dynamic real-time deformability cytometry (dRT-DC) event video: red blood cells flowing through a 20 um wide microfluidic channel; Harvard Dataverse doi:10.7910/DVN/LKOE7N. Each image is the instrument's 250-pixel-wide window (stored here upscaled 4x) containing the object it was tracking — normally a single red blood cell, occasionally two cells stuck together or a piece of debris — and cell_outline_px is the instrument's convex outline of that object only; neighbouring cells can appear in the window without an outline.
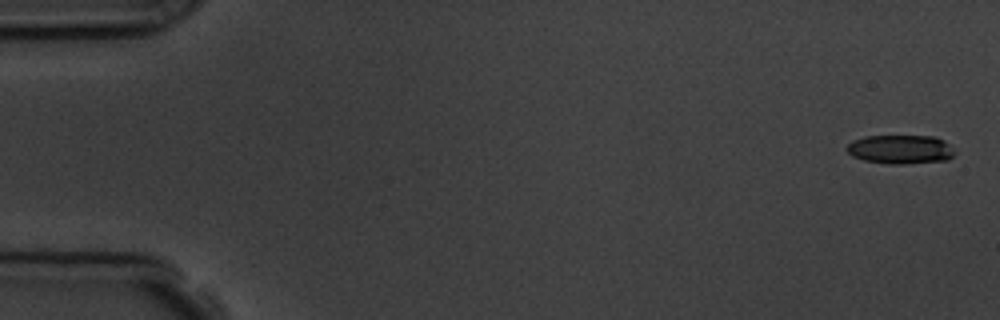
{"species": "common noctule bat (a hibernating species)", "species_latin": "Nyctalus noctula", "temperature_condition": "room temperature", "stored_images_in_passage": 7, "camera_frame_rate_fps": 3000, "um_per_image_px": 0.085, "animal": {"sex": "male", "body_mass_g": 19.5, "forearm_length_mm": 54.6}, "frame": {"image": 1, "passage_image": 1, "time_ms": 0.0, "image_size_px": [1000, 320], "cell_outline_px": [[956, 152], [948, 160], [904, 164], [888, 164], [864, 160], [852, 156], [844, 148], [852, 140], [864, 136], [936, 136], [944, 140]], "centroid_in_image_um": [76.53, 12.69], "position_along_channel_um": 8.5, "area_um2": 18.38}}
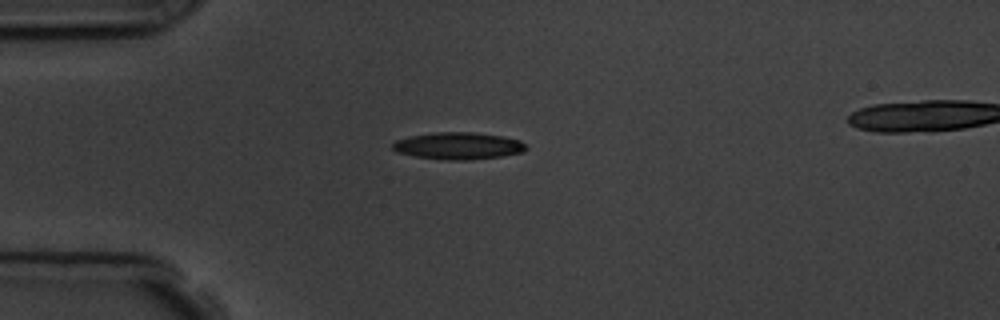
{"frame": {"image": 2, "passage_image": 4, "time_ms": 4.333, "image_size_px": [1000, 320], "cell_outline_px": [[528, 148], [524, 152], [500, 156], [464, 160], [444, 160], [416, 156], [396, 152], [392, 148], [392, 144], [396, 140], [408, 136], [436, 132], [476, 132], [504, 136], [520, 140]], "centroid_in_image_um": [38.95, 12.39], "position_along_channel_um": 46.0, "area_um2": 21.1}}